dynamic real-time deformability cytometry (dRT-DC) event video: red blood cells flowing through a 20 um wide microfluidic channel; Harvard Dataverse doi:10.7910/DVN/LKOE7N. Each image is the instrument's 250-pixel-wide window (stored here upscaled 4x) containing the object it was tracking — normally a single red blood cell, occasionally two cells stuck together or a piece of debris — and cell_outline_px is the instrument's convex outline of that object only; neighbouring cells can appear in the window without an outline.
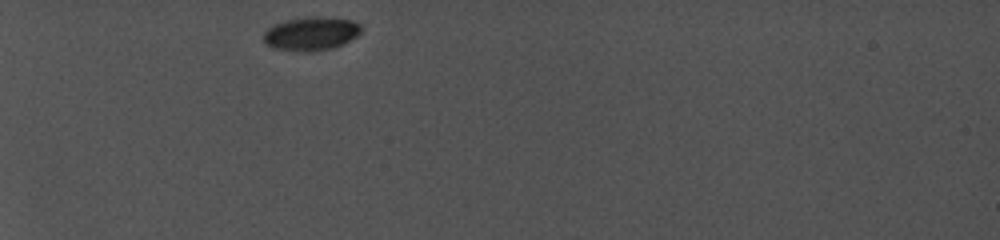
{"species": "common noctule bat (a hibernating species)", "species_latin": "Nyctalus noctula", "temperature_condition": "cold", "stored_images_in_passage": 23, "camera_frame_rate_fps": 5000, "um_per_image_px": 0.085, "animal": {"sex": "female", "body_mass_g": 19.0, "forearm_length_mm": 56.7}, "frame": {"image": 1, "passage_image": 1, "time_ms": 0.0, "image_size_px": [1000, 240], "cell_outline_px": [[364, 28], [356, 36], [344, 44], [332, 48], [308, 52], [296, 52], [272, 48], [264, 44], [264, 32], [268, 28], [284, 20], [308, 16], [324, 16], [352, 20], [360, 24]], "centroid_in_image_um": [26.44, 2.86], "position_along_channel_um": 58.6, "area_um2": 19.54}}
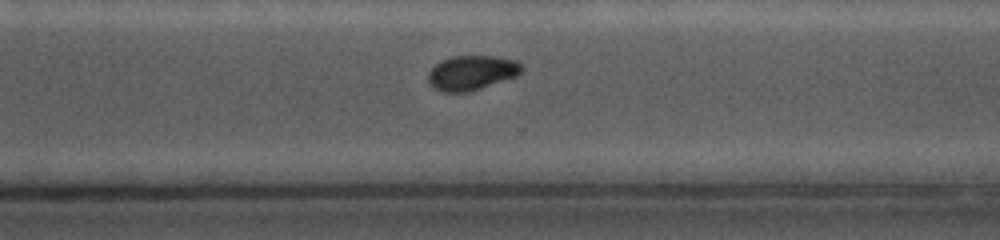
{"frame": {"image": 2, "passage_image": 18, "time_ms": 8.2, "image_size_px": [1000, 240], "cell_outline_px": [[524, 72], [516, 76], [468, 92], [440, 92], [428, 80], [428, 72], [440, 60], [452, 56], [496, 56], [516, 60], [524, 68]], "centroid_in_image_um": [40.11, 6.17], "position_along_channel_um": 330.5, "area_um2": 18.84}}
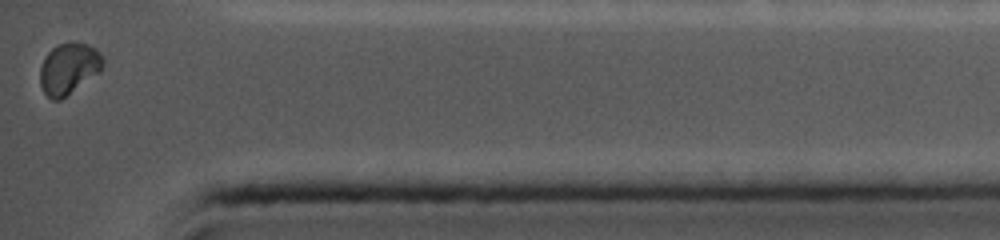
{"frame": {"image": 3, "passage_image": 23, "time_ms": 10.8, "image_size_px": [1000, 240], "cell_outline_px": [[104, 64], [100, 72], [60, 100], [52, 100], [44, 92], [40, 84], [40, 68], [44, 56], [52, 48], [60, 44], [72, 40], [88, 44], [96, 48], [104, 56]], "centroid_in_image_um": [5.87, 5.79], "position_along_channel_um": 429.3, "area_um2": 19.07}, "authors_computed_cell_mechanics": {"area_um2": 19.8254, "velocity_mm_per_s": 3.9014, "shape_relaxation_time_tau1_ms": 3.6233, "shape_relaxation_time_tau2_ms": 2.1787, "deformation_change_tau1": 0.0839, "deformation_change_tau2": 0.0261}}